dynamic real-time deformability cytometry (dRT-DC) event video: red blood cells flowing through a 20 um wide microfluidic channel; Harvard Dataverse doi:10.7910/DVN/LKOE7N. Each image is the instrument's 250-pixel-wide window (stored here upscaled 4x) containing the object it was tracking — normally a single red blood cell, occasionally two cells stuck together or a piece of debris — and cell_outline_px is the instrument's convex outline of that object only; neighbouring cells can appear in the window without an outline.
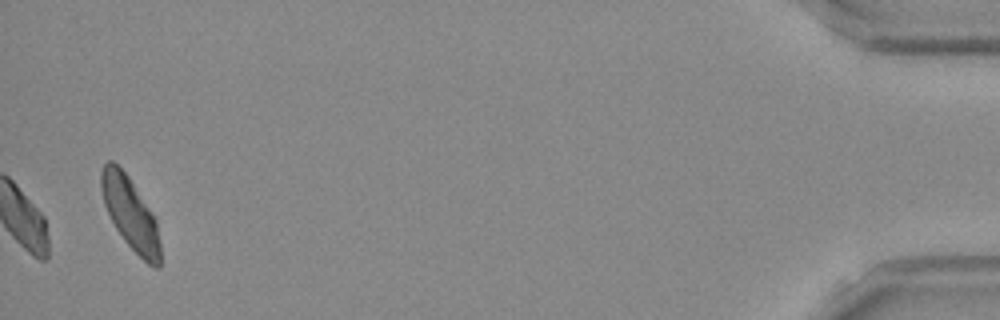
{"species": "Egyptian fruit bat (a non-hibernating species)", "species_latin": "Rousettus aegyptiacus", "temperature_condition": "room temperature", "stored_images_in_passage": 38, "camera_frame_rate_fps": 3000, "um_per_image_px": 0.085, "frame": {"image": 1, "passage_image": 38, "time_ms": 12.333, "image_size_px": [1000, 320], "cell_outline_px": [[160, 268], [152, 268], [124, 240], [116, 228], [104, 204], [100, 188], [100, 172], [104, 164], [108, 160], [112, 160], [128, 176], [156, 220], [160, 244]], "centroid_in_image_um": [11.07, 18.15], "position_along_channel_um": 424.1, "area_um2": 24.45}}